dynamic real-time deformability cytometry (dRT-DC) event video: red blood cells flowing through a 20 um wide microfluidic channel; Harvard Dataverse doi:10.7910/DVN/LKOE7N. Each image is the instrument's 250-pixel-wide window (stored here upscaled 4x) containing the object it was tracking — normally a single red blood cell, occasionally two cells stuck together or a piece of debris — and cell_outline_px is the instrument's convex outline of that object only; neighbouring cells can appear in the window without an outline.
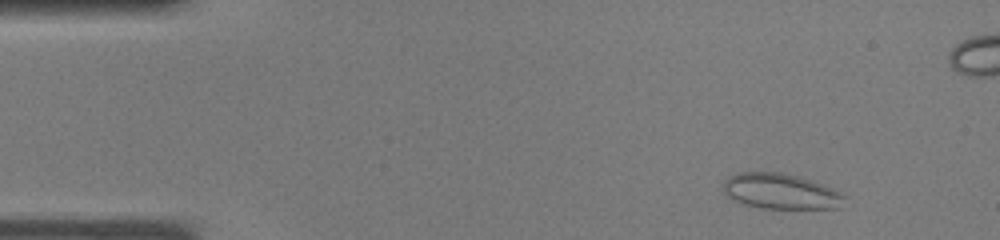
{"species": "common noctule bat (a hibernating species)", "species_latin": "Nyctalus noctula", "temperature_condition": "warm", "stored_images_in_passage": 35, "camera_frame_rate_fps": 3000, "um_per_image_px": 0.085, "animal": {"sex": "male", "body_mass_g": 19.0, "forearm_length_mm": 50.8}, "frame": {"image": 1, "passage_image": 1, "time_ms": 0.0, "image_size_px": [1000, 240], "cell_outline_px": [[848, 196], [840, 208], [760, 208], [744, 204], [724, 196], [720, 188], [724, 180], [728, 176], [736, 172], [784, 172], [800, 176], [812, 180], [844, 192]], "centroid_in_image_um": [66.34, 16.25], "position_along_channel_um": 18.7, "area_um2": 25.84}}
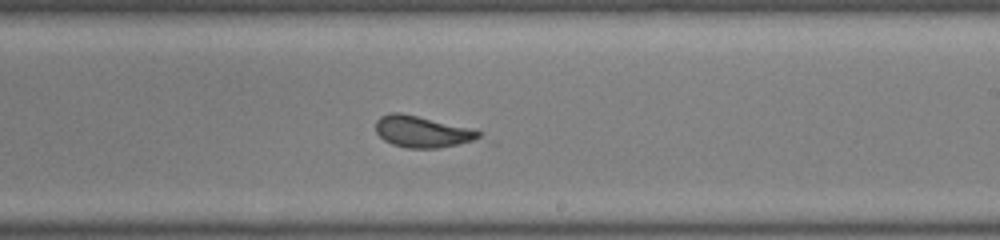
{"frame": {"image": 2, "passage_image": 19, "time_ms": 6.0, "image_size_px": [1000, 240], "cell_outline_px": [[496, 144], [436, 148], [408, 148], [392, 144], [384, 140], [376, 132], [376, 120], [380, 116], [388, 112], [400, 112], [468, 128], [484, 132]], "centroid_in_image_um": [36.24, 11.27], "position_along_channel_um": 252.8, "area_um2": 20.52}}
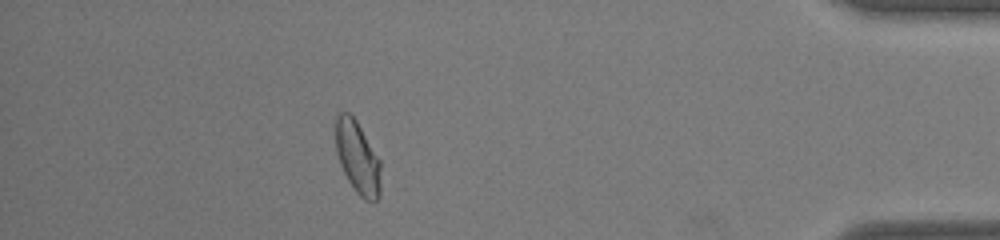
{"frame": {"image": 3, "passage_image": 30, "time_ms": 9.667, "image_size_px": [1000, 240], "cell_outline_px": [[380, 196], [372, 204], [364, 200], [356, 192], [348, 180], [340, 164], [336, 152], [336, 116], [340, 112], [348, 112], [356, 120], [380, 160]], "centroid_in_image_um": [30.4, 13.42], "position_along_channel_um": 404.8, "area_um2": 19.07}}